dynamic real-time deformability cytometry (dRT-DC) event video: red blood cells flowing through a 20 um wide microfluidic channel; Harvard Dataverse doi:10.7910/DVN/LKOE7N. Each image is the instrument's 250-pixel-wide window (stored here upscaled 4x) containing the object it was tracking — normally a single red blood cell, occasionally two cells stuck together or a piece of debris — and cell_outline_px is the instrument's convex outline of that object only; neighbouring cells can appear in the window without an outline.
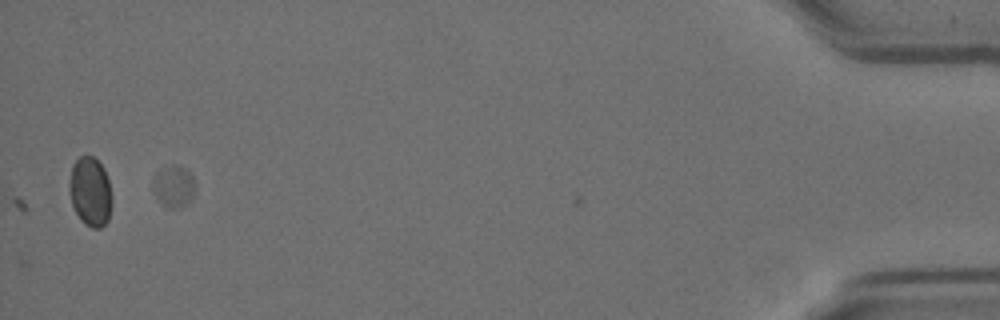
{"species": "Egyptian fruit bat (a non-hibernating species)", "species_latin": "Rousettus aegyptiacus", "temperature_condition": "room temperature", "stored_images_in_passage": 41, "camera_frame_rate_fps": 3000, "um_per_image_px": 0.085, "animal": {"sex": "female"}, "frame": {"image": 1, "passage_image": 41, "time_ms": 13.333, "image_size_px": [1000, 320], "cell_outline_px": [[196, 184], [192, 196], [188, 204], [180, 208], [172, 208], [160, 204], [156, 192], [156, 184], [160, 168], [164, 164], [180, 164], [192, 176]], "centroid_in_image_um": [14.84, 15.82], "position_along_channel_um": 420.4, "area_um2": 10.0}}